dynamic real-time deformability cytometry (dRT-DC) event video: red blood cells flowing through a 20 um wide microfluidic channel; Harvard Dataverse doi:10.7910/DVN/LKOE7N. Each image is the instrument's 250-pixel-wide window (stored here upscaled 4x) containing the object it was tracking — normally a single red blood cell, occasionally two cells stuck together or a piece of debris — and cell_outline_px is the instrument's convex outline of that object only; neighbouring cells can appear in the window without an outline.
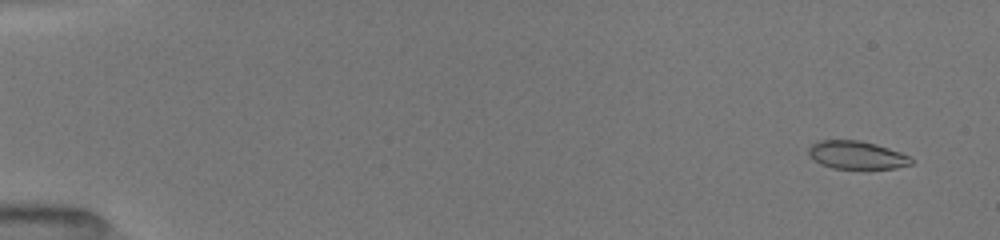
{"species": "common noctule bat (a hibernating species)", "species_latin": "Nyctalus noctula", "temperature_condition": "room temperature", "stored_images_in_passage": 9, "camera_frame_rate_fps": 3000, "um_per_image_px": 0.085, "animal": {"sex": "female", "body_mass_g": 19.5, "forearm_length_mm": 54.1}, "frame": {"image": 1, "passage_image": 3, "time_ms": 0.667, "image_size_px": [1000, 240], "cell_outline_px": [[912, 164], [896, 168], [832, 168], [820, 164], [808, 152], [808, 148], [816, 140], [860, 140], [876, 144], [900, 152], [908, 156], [912, 160]], "centroid_in_image_um": [72.8, 13.17], "position_along_channel_um": 12.2, "area_um2": 16.59}}